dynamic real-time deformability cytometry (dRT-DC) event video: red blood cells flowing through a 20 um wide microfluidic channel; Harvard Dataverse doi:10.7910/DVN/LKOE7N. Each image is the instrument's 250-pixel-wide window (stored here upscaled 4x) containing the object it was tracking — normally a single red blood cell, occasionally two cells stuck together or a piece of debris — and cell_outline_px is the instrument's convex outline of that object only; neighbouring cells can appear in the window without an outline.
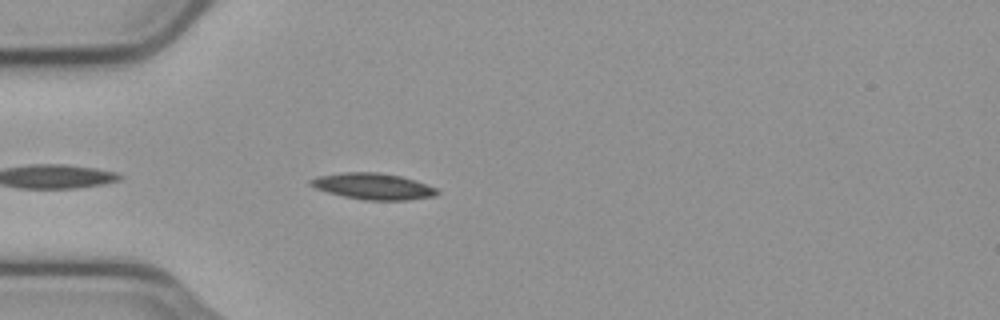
{"species": "common noctule bat (a hibernating species)", "species_latin": "Nyctalus noctula", "temperature_condition": "cold", "stored_images_in_passage": 12, "camera_frame_rate_fps": 3000, "um_per_image_px": 0.085, "animal": {"sex": "male", "body_mass_g": 23.1, "forearm_length_mm": 52.7}, "frame": {"image": 1, "passage_image": 3, "time_ms": 0.667, "image_size_px": [1000, 320], "cell_outline_px": [[440, 192], [436, 196], [408, 200], [364, 200], [344, 196], [328, 192], [316, 188], [308, 184], [308, 180], [320, 176], [344, 172], [380, 172], [400, 176], [436, 188]], "centroid_in_image_um": [31.71, 15.84], "position_along_channel_um": 53.3, "area_um2": 19.19}}
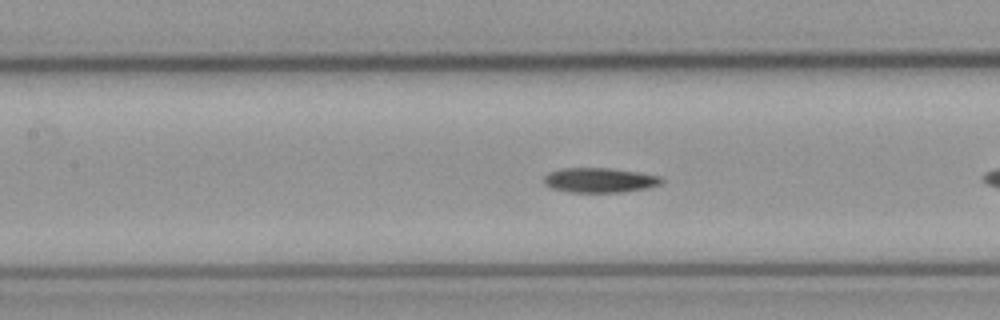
{"frame": {"image": 2, "passage_image": 9, "time_ms": 2.667, "image_size_px": [1000, 320], "cell_outline_px": [[664, 180], [660, 184], [648, 188], [624, 192], [568, 192], [552, 188], [544, 184], [544, 176], [548, 172], [560, 168], [612, 168], [640, 172], [660, 176]], "centroid_in_image_um": [50.97, 15.31], "position_along_channel_um": 156.4, "area_um2": 17.17}}